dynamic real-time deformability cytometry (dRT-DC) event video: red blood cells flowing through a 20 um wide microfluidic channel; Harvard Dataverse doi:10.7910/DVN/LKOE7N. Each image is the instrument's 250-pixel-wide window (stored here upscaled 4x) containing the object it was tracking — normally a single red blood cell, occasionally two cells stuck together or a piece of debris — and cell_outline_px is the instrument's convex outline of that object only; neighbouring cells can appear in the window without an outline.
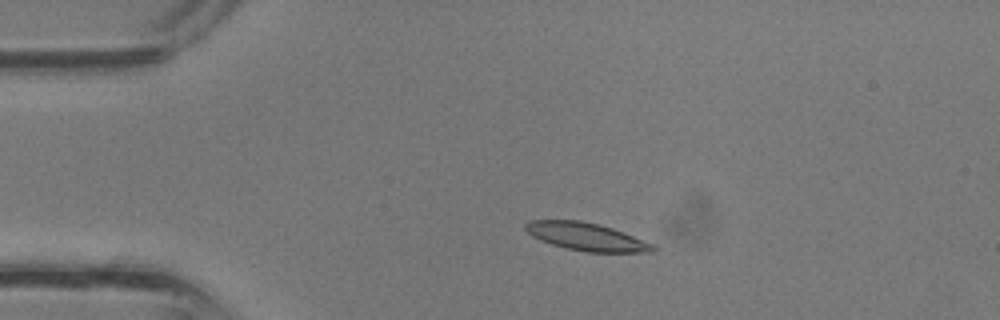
{"species": "common noctule bat (a hibernating species)", "species_latin": "Nyctalus noctula", "temperature_condition": "room temperature", "stored_images_in_passage": 36, "camera_frame_rate_fps": 3000, "um_per_image_px": 0.085, "animal": {"sex": "male", "body_mass_g": 13.3}, "frame": {"image": 1, "passage_image": 7, "time_ms": 2.0, "image_size_px": [1000, 320], "cell_outline_px": [[656, 252], [588, 252], [568, 248], [552, 244], [540, 240], [532, 236], [524, 228], [524, 224], [528, 220], [580, 220], [600, 224], [612, 228], [656, 244]], "centroid_in_image_um": [49.87, 20.11], "position_along_channel_um": 35.1, "area_um2": 20.75}}
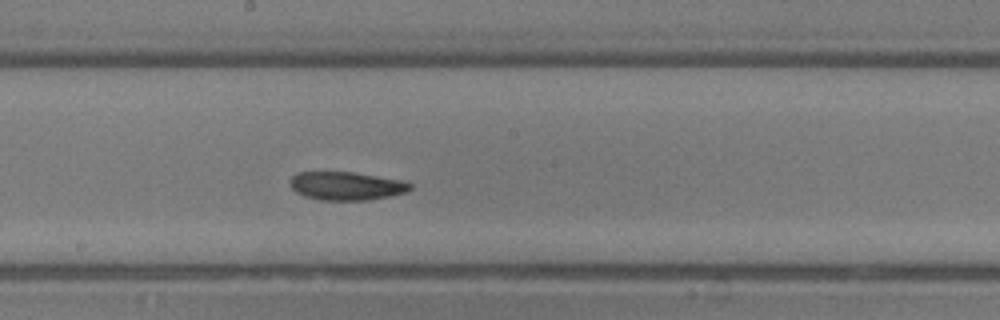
{"frame": {"image": 2, "passage_image": 19, "time_ms": 6.0, "image_size_px": [1000, 320], "cell_outline_px": [[412, 188], [408, 192], [368, 200], [320, 200], [304, 196], [296, 192], [288, 184], [288, 180], [296, 172], [352, 172], [404, 180], [412, 184]], "centroid_in_image_um": [29.43, 15.8], "position_along_channel_um": 218.8, "area_um2": 20.06}}
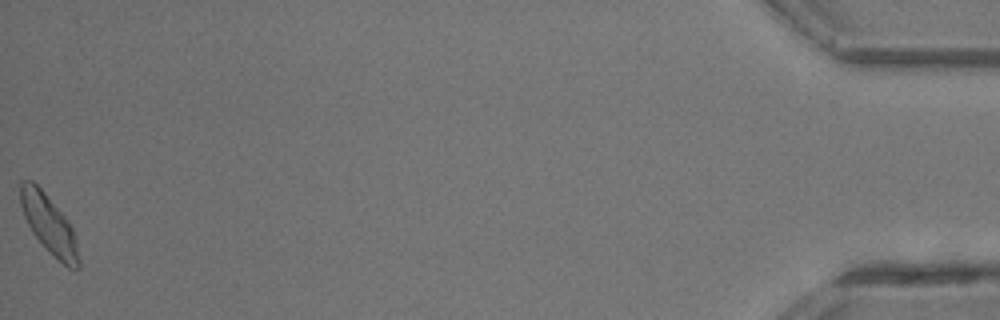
{"frame": {"image": 3, "passage_image": 36, "time_ms": 11.667, "image_size_px": [1000, 320], "cell_outline_px": [[80, 268], [68, 268], [32, 232], [24, 216], [20, 204], [20, 180], [32, 180], [44, 192], [68, 220], [72, 228], [80, 260]], "centroid_in_image_um": [4.15, 19.02], "position_along_channel_um": 431.1, "area_um2": 19.25}}